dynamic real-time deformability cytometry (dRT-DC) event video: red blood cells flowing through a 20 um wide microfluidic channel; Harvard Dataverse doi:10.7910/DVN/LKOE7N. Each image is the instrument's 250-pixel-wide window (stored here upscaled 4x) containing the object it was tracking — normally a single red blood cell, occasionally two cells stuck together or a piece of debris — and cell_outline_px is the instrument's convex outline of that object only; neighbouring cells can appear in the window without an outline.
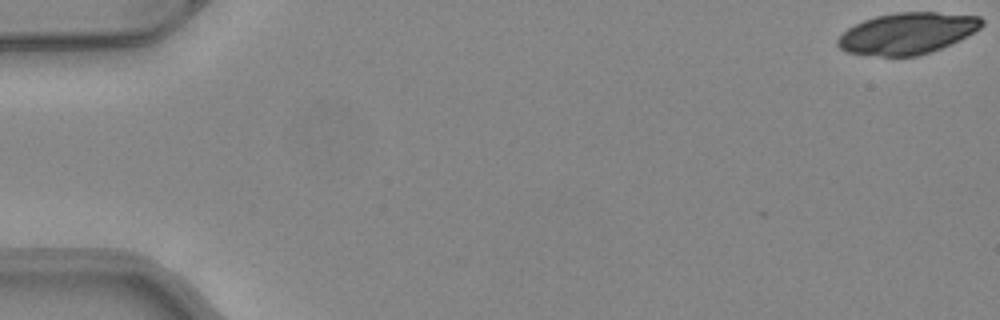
{"species": "common noctule bat (a hibernating species)", "species_latin": "Nyctalus noctula", "temperature_condition": "warm", "stored_images_in_passage": 50, "camera_frame_rate_fps": 3000, "um_per_image_px": 0.085, "animal": {"sex": "female", "body_mass_g": 24.6, "forearm_length_mm": 56.2}, "frame": {"image": 1, "passage_image": 1, "time_ms": 0.0, "image_size_px": [1000, 320], "cell_outline_px": [[984, 24], [980, 28], [960, 40], [940, 48], [916, 56], [880, 56], [848, 52], [840, 48], [836, 44], [836, 40], [848, 28], [864, 20], [876, 16], [896, 12], [936, 12], [980, 16], [984, 20]], "centroid_in_image_um": [77.14, 2.82], "position_along_channel_um": 7.9, "area_um2": 34.56}}